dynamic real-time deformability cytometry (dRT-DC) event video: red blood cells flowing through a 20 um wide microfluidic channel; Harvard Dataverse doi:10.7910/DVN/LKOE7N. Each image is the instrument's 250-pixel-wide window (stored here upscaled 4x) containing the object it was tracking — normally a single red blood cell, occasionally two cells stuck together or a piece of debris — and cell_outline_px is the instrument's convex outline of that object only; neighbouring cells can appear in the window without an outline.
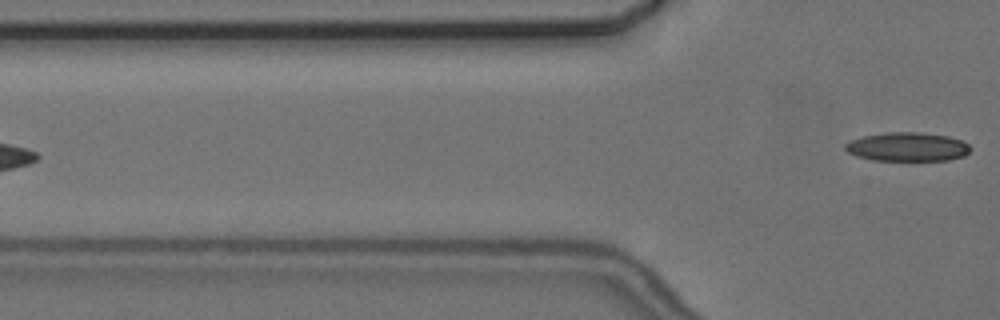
{"species": "common noctule bat (a hibernating species)", "species_latin": "Nyctalus noctula", "temperature_condition": "cold", "stored_images_in_passage": 5, "camera_frame_rate_fps": 3000, "um_per_image_px": 0.085, "animal": {"sex": "female", "body_mass_g": 24.6, "forearm_length_mm": 56.2}, "frame": {"image": 1, "passage_image": 5, "time_ms": 5.667, "image_size_px": [1000, 320], "cell_outline_px": [[972, 148], [964, 156], [948, 160], [872, 160], [856, 156], [848, 152], [844, 148], [844, 144], [852, 140], [864, 136], [888, 132], [920, 132], [948, 136], [960, 140], [968, 144]], "centroid_in_image_um": [77.13, 12.48], "position_along_channel_um": 48.7, "area_um2": 20.98}}